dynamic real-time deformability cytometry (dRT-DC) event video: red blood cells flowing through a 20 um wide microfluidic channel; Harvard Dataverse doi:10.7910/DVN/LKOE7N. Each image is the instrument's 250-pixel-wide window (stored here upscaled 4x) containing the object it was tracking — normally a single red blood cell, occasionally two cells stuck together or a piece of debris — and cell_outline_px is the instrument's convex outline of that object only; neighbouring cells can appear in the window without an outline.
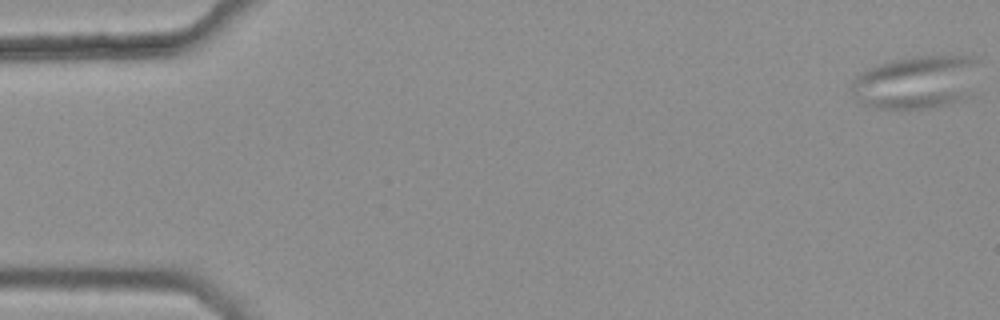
{"species": "common noctule bat (a hibernating species)", "species_latin": "Nyctalus noctula", "temperature_condition": "warm", "stored_images_in_passage": 50, "camera_frame_rate_fps": 3000, "um_per_image_px": 0.085, "animal": {"sex": "female", "body_mass_g": 25.1}, "frame": {"image": 1, "passage_image": 1, "time_ms": 0.0, "image_size_px": [1000, 320], "cell_outline_px": [[972, 96], [964, 100], [948, 104], [928, 108], [900, 112], [872, 108], [856, 100], [852, 96], [852, 80], [860, 72], [868, 68], [892, 60], [916, 56], [964, 56], [972, 60]], "centroid_in_image_um": [77.75, 7.07], "position_along_channel_um": 7.3, "area_um2": 39.77}}
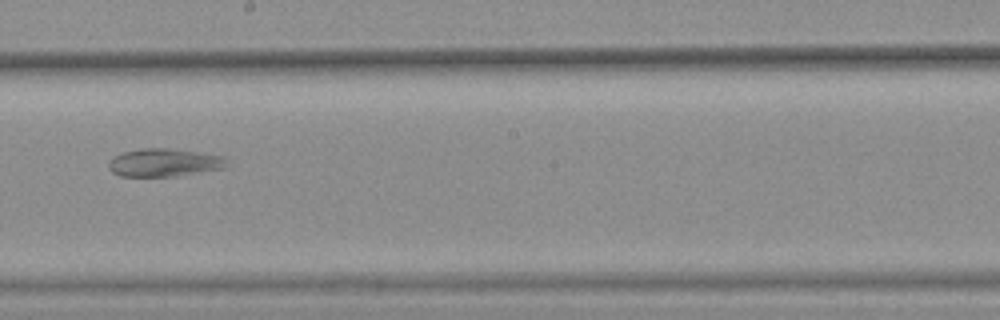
{"frame": {"image": 2, "passage_image": 31, "time_ms": 10.0, "image_size_px": [1000, 320], "cell_outline_px": [[228, 168], [176, 176], [120, 176], [112, 172], [108, 168], [108, 160], [112, 156], [124, 152], [144, 148], [168, 148], [224, 156], [228, 160]], "centroid_in_image_um": [13.97, 13.82], "position_along_channel_um": 234.2, "area_um2": 19.48}}
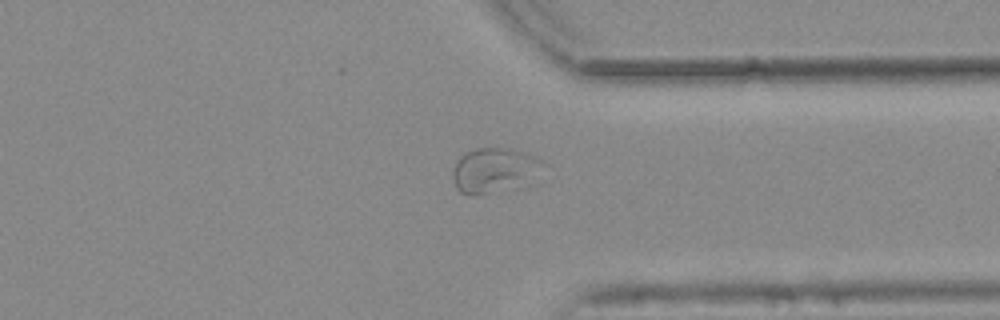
{"frame": {"image": 3, "passage_image": 42, "time_ms": 13.667, "image_size_px": [1000, 320], "cell_outline_px": [[548, 164], [536, 184], [520, 188], [488, 192], [460, 192], [456, 188], [452, 176], [452, 172], [456, 160], [464, 152], [476, 148], [512, 148], [536, 156], [544, 160]], "centroid_in_image_um": [42.19, 14.45], "position_along_channel_um": 369.2, "area_um2": 24.62}}